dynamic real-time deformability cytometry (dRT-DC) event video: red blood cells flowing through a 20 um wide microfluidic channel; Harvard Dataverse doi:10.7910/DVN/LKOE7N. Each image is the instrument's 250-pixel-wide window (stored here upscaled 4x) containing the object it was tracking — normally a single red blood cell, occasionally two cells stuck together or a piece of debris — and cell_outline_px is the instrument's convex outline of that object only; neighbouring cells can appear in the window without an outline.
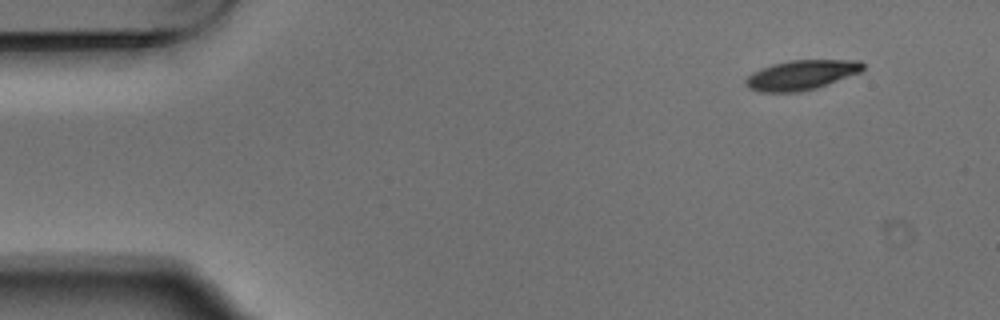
{"species": "Egyptian fruit bat (a non-hibernating species)", "species_latin": "Rousettus aegyptiacus", "temperature_condition": "warm", "stored_images_in_passage": 4, "camera_frame_rate_fps": 3000, "um_per_image_px": 0.085, "animal": {"sex": "male"}, "frame": {"image": 1, "passage_image": 1, "time_ms": 0.0, "image_size_px": [1000, 320], "cell_outline_px": [[864, 68], [860, 72], [816, 88], [800, 92], [760, 92], [748, 88], [744, 84], [744, 80], [752, 72], [760, 68], [772, 64], [792, 60], [860, 60], [864, 64]], "centroid_in_image_um": [68.07, 6.37], "position_along_channel_um": 16.9, "area_um2": 20.35}}
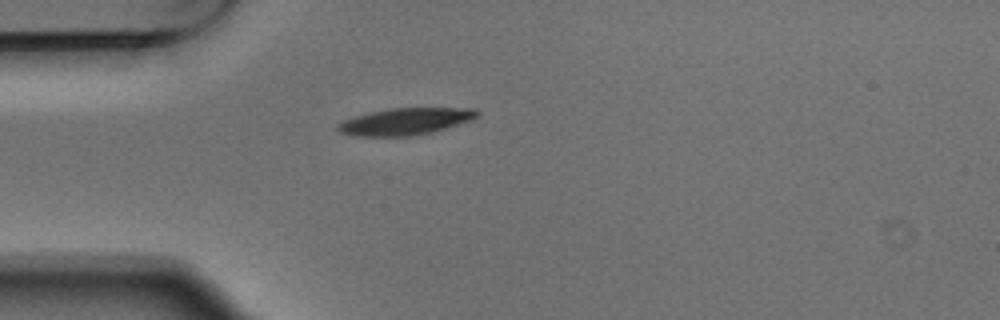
{"frame": {"image": 2, "passage_image": 4, "time_ms": 1.0, "image_size_px": [1000, 320], "cell_outline_px": [[480, 116], [472, 120], [432, 132], [416, 136], [356, 136], [340, 132], [336, 128], [344, 120], [356, 116], [372, 112], [392, 108], [476, 108], [480, 112]], "centroid_in_image_um": [34.53, 10.32], "position_along_channel_um": 50.5, "area_um2": 21.73}}